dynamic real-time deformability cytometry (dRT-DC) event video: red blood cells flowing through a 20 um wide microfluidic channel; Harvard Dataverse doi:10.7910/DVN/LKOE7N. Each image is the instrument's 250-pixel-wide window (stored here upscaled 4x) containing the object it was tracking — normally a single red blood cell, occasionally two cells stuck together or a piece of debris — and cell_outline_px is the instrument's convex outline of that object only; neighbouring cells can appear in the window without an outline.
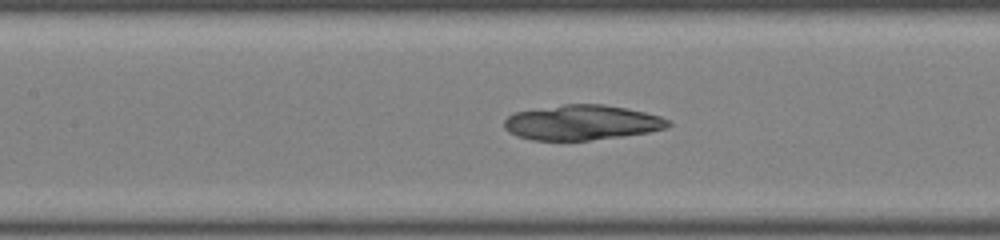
{"species": "common noctule bat (a hibernating species)", "species_latin": "Nyctalus noctula", "temperature_condition": "room temperature", "stored_images_in_passage": 44, "camera_frame_rate_fps": 3000, "um_per_image_px": 0.085, "animal": {"sex": "male", "body_mass_g": 19.0, "forearm_length_mm": 50.8}, "frame": {"image": 1, "passage_image": 22, "time_ms": 7.0, "image_size_px": [1000, 240], "cell_outline_px": [[672, 124], [668, 128], [648, 132], [620, 136], [588, 140], [532, 140], [516, 136], [508, 132], [504, 128], [504, 120], [508, 116], [516, 112], [564, 104], [604, 104], [644, 112], [660, 116], [672, 120]], "centroid_in_image_um": [49.47, 10.41], "position_along_channel_um": 157.9, "area_um2": 33.41}}
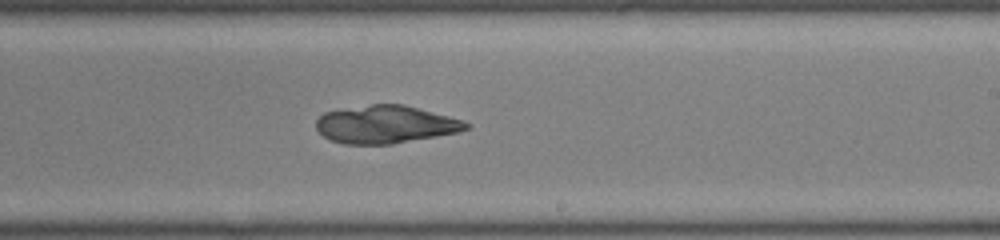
{"frame": {"image": 2, "passage_image": 29, "time_ms": 9.333, "image_size_px": [1000, 240], "cell_outline_px": [[472, 124], [468, 128], [460, 132], [392, 144], [344, 144], [332, 140], [324, 136], [316, 128], [316, 120], [324, 112], [372, 104], [404, 104], [464, 120]], "centroid_in_image_um": [32.81, 10.58], "position_along_channel_um": 256.2, "area_um2": 33.0}}
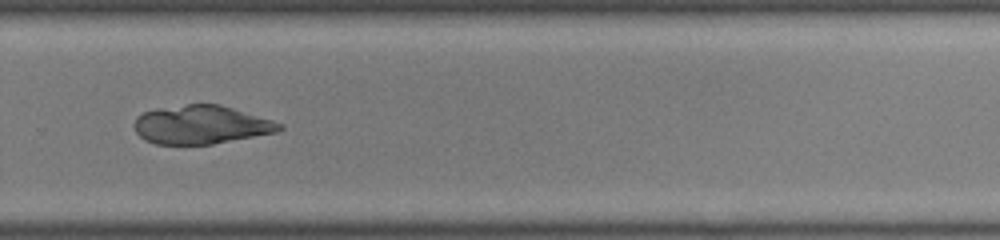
{"frame": {"image": 3, "passage_image": 33, "time_ms": 10.667, "image_size_px": [1000, 240], "cell_outline_px": [[284, 128], [276, 132], [212, 144], [156, 144], [144, 140], [136, 132], [136, 116], [144, 112], [156, 108], [188, 104], [220, 104], [272, 120], [284, 124]], "centroid_in_image_um": [17.1, 10.6], "position_along_channel_um": 312.7, "area_um2": 32.43}}